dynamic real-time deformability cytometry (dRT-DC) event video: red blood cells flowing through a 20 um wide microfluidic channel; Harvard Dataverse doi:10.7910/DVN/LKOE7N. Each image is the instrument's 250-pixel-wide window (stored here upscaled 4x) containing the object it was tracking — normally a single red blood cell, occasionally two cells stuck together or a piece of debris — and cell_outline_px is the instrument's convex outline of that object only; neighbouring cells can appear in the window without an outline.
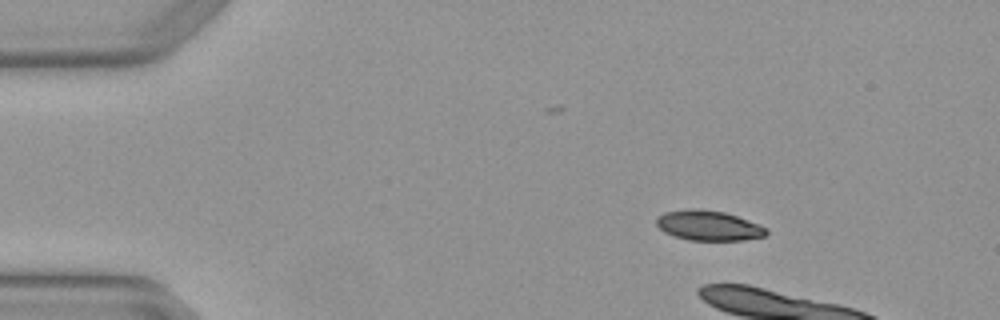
{"species": "Egyptian fruit bat (a non-hibernating species)", "species_latin": "Rousettus aegyptiacus", "temperature_condition": "warm", "stored_images_in_passage": 6, "camera_frame_rate_fps": 3000, "um_per_image_px": 0.085, "animal": {"sex": "female"}, "frame": {"image": 1, "passage_image": 1, "time_ms": 0.0, "image_size_px": [1000, 320], "cell_outline_px": [[768, 232], [764, 236], [744, 240], [688, 240], [664, 232], [656, 224], [656, 220], [664, 212], [692, 208], [700, 208], [724, 212], [736, 216], [768, 228]], "centroid_in_image_um": [60.22, 19.17], "position_along_channel_um": 24.8, "area_um2": 19.07}}
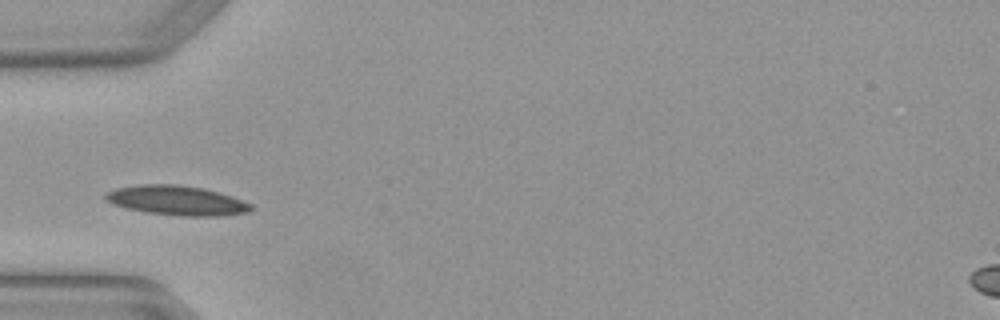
{"frame": {"image": 2, "passage_image": 5, "time_ms": 1.333, "image_size_px": [1000, 320], "cell_outline_px": [[252, 208], [248, 212], [224, 216], [180, 216], [144, 212], [124, 208], [112, 204], [104, 200], [104, 196], [108, 192], [116, 188], [140, 184], [180, 184], [204, 188], [220, 192], [232, 196], [252, 204]], "centroid_in_image_um": [15.02, 17.04], "position_along_channel_um": 70.0, "area_um2": 25.43}}
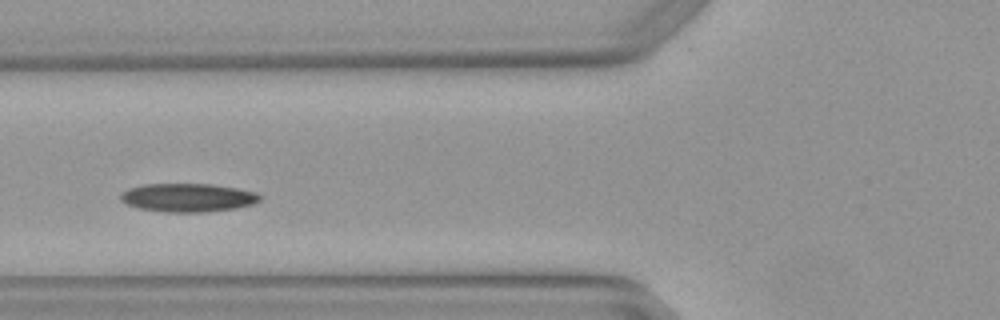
{"frame": {"image": 3, "passage_image": 6, "time_ms": 1.667, "image_size_px": [1000, 320], "cell_outline_px": [[260, 200], [252, 204], [236, 208], [204, 212], [164, 212], [140, 208], [128, 204], [120, 200], [120, 196], [128, 188], [144, 184], [212, 184], [236, 188], [256, 192], [260, 196]], "centroid_in_image_um": [15.97, 16.79], "position_along_channel_um": 109.8, "area_um2": 22.95}}